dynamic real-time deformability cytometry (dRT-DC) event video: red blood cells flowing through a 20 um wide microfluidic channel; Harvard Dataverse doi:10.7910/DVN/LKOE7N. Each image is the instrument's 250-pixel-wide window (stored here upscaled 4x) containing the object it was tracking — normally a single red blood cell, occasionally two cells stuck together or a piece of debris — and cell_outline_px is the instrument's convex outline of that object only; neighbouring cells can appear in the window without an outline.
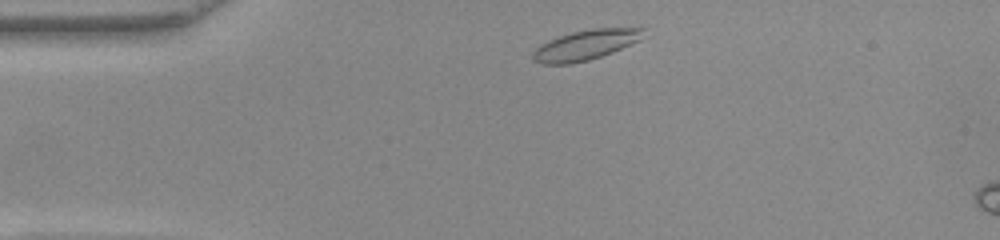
{"species": "common noctule bat (a hibernating species)", "species_latin": "Nyctalus noctula", "temperature_condition": "warm", "stored_images_in_passage": 7, "camera_frame_rate_fps": 3000, "um_per_image_px": 0.085, "animal": {"sex": "female", "body_mass_g": 22.0, "forearm_length_mm": 56.7}, "frame": {"image": 1, "passage_image": 2, "time_ms": 0.333, "image_size_px": [1000, 240], "cell_outline_px": [[644, 28], [640, 40], [612, 52], [588, 60], [568, 64], [544, 64], [532, 60], [532, 52], [540, 44], [548, 40], [572, 32], [592, 28]], "centroid_in_image_um": [49.72, 3.83], "position_along_channel_um": 35.3, "area_um2": 19.13}}